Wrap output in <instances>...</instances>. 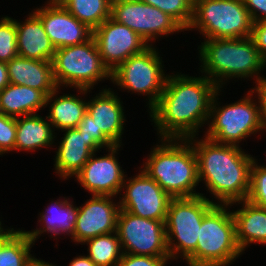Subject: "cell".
Segmentation results:
<instances>
[{"instance_id":"24","label":"cell","mask_w":266,"mask_h":266,"mask_svg":"<svg viewBox=\"0 0 266 266\" xmlns=\"http://www.w3.org/2000/svg\"><path fill=\"white\" fill-rule=\"evenodd\" d=\"M46 98L37 89L9 83L0 92V113L14 118L34 115L46 107Z\"/></svg>"},{"instance_id":"2","label":"cell","mask_w":266,"mask_h":266,"mask_svg":"<svg viewBox=\"0 0 266 266\" xmlns=\"http://www.w3.org/2000/svg\"><path fill=\"white\" fill-rule=\"evenodd\" d=\"M192 143L198 167V180L205 186L220 205L236 204L247 199L250 189V169L253 157L245 154L241 146L218 143L209 138ZM220 200V201H219Z\"/></svg>"},{"instance_id":"26","label":"cell","mask_w":266,"mask_h":266,"mask_svg":"<svg viewBox=\"0 0 266 266\" xmlns=\"http://www.w3.org/2000/svg\"><path fill=\"white\" fill-rule=\"evenodd\" d=\"M58 90L59 88L46 98V107L48 104L50 105L49 114L46 116L47 120H49L53 129L55 127L63 131L76 128L87 112V102L86 100L83 101L82 97L79 98L80 96L77 97L71 94L58 97Z\"/></svg>"},{"instance_id":"16","label":"cell","mask_w":266,"mask_h":266,"mask_svg":"<svg viewBox=\"0 0 266 266\" xmlns=\"http://www.w3.org/2000/svg\"><path fill=\"white\" fill-rule=\"evenodd\" d=\"M47 3V6L32 12L41 20L56 49L84 43L93 36V30L74 17L58 0Z\"/></svg>"},{"instance_id":"43","label":"cell","mask_w":266,"mask_h":266,"mask_svg":"<svg viewBox=\"0 0 266 266\" xmlns=\"http://www.w3.org/2000/svg\"><path fill=\"white\" fill-rule=\"evenodd\" d=\"M258 167L266 170V166L265 165H263V166L262 165H260V166L258 165Z\"/></svg>"},{"instance_id":"1","label":"cell","mask_w":266,"mask_h":266,"mask_svg":"<svg viewBox=\"0 0 266 266\" xmlns=\"http://www.w3.org/2000/svg\"><path fill=\"white\" fill-rule=\"evenodd\" d=\"M218 86L205 77L168 75L164 90L150 109V117L161 139L196 137L209 120L212 99Z\"/></svg>"},{"instance_id":"15","label":"cell","mask_w":266,"mask_h":266,"mask_svg":"<svg viewBox=\"0 0 266 266\" xmlns=\"http://www.w3.org/2000/svg\"><path fill=\"white\" fill-rule=\"evenodd\" d=\"M119 148L120 145L108 148V154L102 157H96L94 152L74 176L77 182L93 195L116 197L126 177L115 157Z\"/></svg>"},{"instance_id":"11","label":"cell","mask_w":266,"mask_h":266,"mask_svg":"<svg viewBox=\"0 0 266 266\" xmlns=\"http://www.w3.org/2000/svg\"><path fill=\"white\" fill-rule=\"evenodd\" d=\"M116 233L123 253L170 257L165 221L138 217L120 209L117 217Z\"/></svg>"},{"instance_id":"5","label":"cell","mask_w":266,"mask_h":266,"mask_svg":"<svg viewBox=\"0 0 266 266\" xmlns=\"http://www.w3.org/2000/svg\"><path fill=\"white\" fill-rule=\"evenodd\" d=\"M229 205L216 204L204 217L195 253L188 266H229L243 252L236 241L235 221Z\"/></svg>"},{"instance_id":"33","label":"cell","mask_w":266,"mask_h":266,"mask_svg":"<svg viewBox=\"0 0 266 266\" xmlns=\"http://www.w3.org/2000/svg\"><path fill=\"white\" fill-rule=\"evenodd\" d=\"M16 118L0 113V155L15 151Z\"/></svg>"},{"instance_id":"37","label":"cell","mask_w":266,"mask_h":266,"mask_svg":"<svg viewBox=\"0 0 266 266\" xmlns=\"http://www.w3.org/2000/svg\"><path fill=\"white\" fill-rule=\"evenodd\" d=\"M255 83H257L256 87L252 88L251 92L257 93L261 123L263 129L266 131V77L262 76Z\"/></svg>"},{"instance_id":"31","label":"cell","mask_w":266,"mask_h":266,"mask_svg":"<svg viewBox=\"0 0 266 266\" xmlns=\"http://www.w3.org/2000/svg\"><path fill=\"white\" fill-rule=\"evenodd\" d=\"M17 56L16 20L4 16L0 20V62L8 63Z\"/></svg>"},{"instance_id":"27","label":"cell","mask_w":266,"mask_h":266,"mask_svg":"<svg viewBox=\"0 0 266 266\" xmlns=\"http://www.w3.org/2000/svg\"><path fill=\"white\" fill-rule=\"evenodd\" d=\"M74 17L94 30L111 17L112 0H58Z\"/></svg>"},{"instance_id":"14","label":"cell","mask_w":266,"mask_h":266,"mask_svg":"<svg viewBox=\"0 0 266 266\" xmlns=\"http://www.w3.org/2000/svg\"><path fill=\"white\" fill-rule=\"evenodd\" d=\"M93 38L103 63L111 72L132 55L139 54L152 45L111 17L93 30Z\"/></svg>"},{"instance_id":"39","label":"cell","mask_w":266,"mask_h":266,"mask_svg":"<svg viewBox=\"0 0 266 266\" xmlns=\"http://www.w3.org/2000/svg\"><path fill=\"white\" fill-rule=\"evenodd\" d=\"M10 83L7 64L0 62V92Z\"/></svg>"},{"instance_id":"28","label":"cell","mask_w":266,"mask_h":266,"mask_svg":"<svg viewBox=\"0 0 266 266\" xmlns=\"http://www.w3.org/2000/svg\"><path fill=\"white\" fill-rule=\"evenodd\" d=\"M33 245L25 230H12L0 241V266H24Z\"/></svg>"},{"instance_id":"8","label":"cell","mask_w":266,"mask_h":266,"mask_svg":"<svg viewBox=\"0 0 266 266\" xmlns=\"http://www.w3.org/2000/svg\"><path fill=\"white\" fill-rule=\"evenodd\" d=\"M253 23L243 0H196L187 30L206 39L242 38L251 36Z\"/></svg>"},{"instance_id":"41","label":"cell","mask_w":266,"mask_h":266,"mask_svg":"<svg viewBox=\"0 0 266 266\" xmlns=\"http://www.w3.org/2000/svg\"><path fill=\"white\" fill-rule=\"evenodd\" d=\"M24 266H56V265L45 262L41 259H36L34 256H31Z\"/></svg>"},{"instance_id":"9","label":"cell","mask_w":266,"mask_h":266,"mask_svg":"<svg viewBox=\"0 0 266 266\" xmlns=\"http://www.w3.org/2000/svg\"><path fill=\"white\" fill-rule=\"evenodd\" d=\"M220 91L221 89H218L212 99L209 114V120H211L208 121L206 138L218 143L239 146L243 139L264 130L259 104L254 102L257 99L253 100L251 90L243 99L223 107H219L217 101Z\"/></svg>"},{"instance_id":"38","label":"cell","mask_w":266,"mask_h":266,"mask_svg":"<svg viewBox=\"0 0 266 266\" xmlns=\"http://www.w3.org/2000/svg\"><path fill=\"white\" fill-rule=\"evenodd\" d=\"M243 3L253 22L266 20V0H243Z\"/></svg>"},{"instance_id":"17","label":"cell","mask_w":266,"mask_h":266,"mask_svg":"<svg viewBox=\"0 0 266 266\" xmlns=\"http://www.w3.org/2000/svg\"><path fill=\"white\" fill-rule=\"evenodd\" d=\"M113 196L92 195L83 206L78 207L73 241L84 243L99 235L116 232L119 202L113 203Z\"/></svg>"},{"instance_id":"34","label":"cell","mask_w":266,"mask_h":266,"mask_svg":"<svg viewBox=\"0 0 266 266\" xmlns=\"http://www.w3.org/2000/svg\"><path fill=\"white\" fill-rule=\"evenodd\" d=\"M80 133H83L88 139H93L101 148H111L114 144L104 135V133L97 129L92 116L86 112L80 124L76 127Z\"/></svg>"},{"instance_id":"22","label":"cell","mask_w":266,"mask_h":266,"mask_svg":"<svg viewBox=\"0 0 266 266\" xmlns=\"http://www.w3.org/2000/svg\"><path fill=\"white\" fill-rule=\"evenodd\" d=\"M242 208L233 211L236 241L243 252L252 243L266 244V209L247 200L238 201ZM243 203V204H242Z\"/></svg>"},{"instance_id":"32","label":"cell","mask_w":266,"mask_h":266,"mask_svg":"<svg viewBox=\"0 0 266 266\" xmlns=\"http://www.w3.org/2000/svg\"><path fill=\"white\" fill-rule=\"evenodd\" d=\"M257 159H253L250 169V189L247 201L266 209V170L258 167Z\"/></svg>"},{"instance_id":"42","label":"cell","mask_w":266,"mask_h":266,"mask_svg":"<svg viewBox=\"0 0 266 266\" xmlns=\"http://www.w3.org/2000/svg\"><path fill=\"white\" fill-rule=\"evenodd\" d=\"M1 224L2 223L0 221V241L3 240L12 230H14L13 228H11V229H3Z\"/></svg>"},{"instance_id":"30","label":"cell","mask_w":266,"mask_h":266,"mask_svg":"<svg viewBox=\"0 0 266 266\" xmlns=\"http://www.w3.org/2000/svg\"><path fill=\"white\" fill-rule=\"evenodd\" d=\"M154 6L175 19L185 31L189 27L193 16V2L191 0H141Z\"/></svg>"},{"instance_id":"19","label":"cell","mask_w":266,"mask_h":266,"mask_svg":"<svg viewBox=\"0 0 266 266\" xmlns=\"http://www.w3.org/2000/svg\"><path fill=\"white\" fill-rule=\"evenodd\" d=\"M111 88L102 89L93 99L87 102V112L92 116L97 129L114 144L122 145L125 115L120 101Z\"/></svg>"},{"instance_id":"29","label":"cell","mask_w":266,"mask_h":266,"mask_svg":"<svg viewBox=\"0 0 266 266\" xmlns=\"http://www.w3.org/2000/svg\"><path fill=\"white\" fill-rule=\"evenodd\" d=\"M114 234V235H113ZM90 260L97 266H116L123 252L116 232L99 235L86 240Z\"/></svg>"},{"instance_id":"7","label":"cell","mask_w":266,"mask_h":266,"mask_svg":"<svg viewBox=\"0 0 266 266\" xmlns=\"http://www.w3.org/2000/svg\"><path fill=\"white\" fill-rule=\"evenodd\" d=\"M216 204L203 194L170 200L165 220L170 260L180 255L187 261L195 253L203 217Z\"/></svg>"},{"instance_id":"13","label":"cell","mask_w":266,"mask_h":266,"mask_svg":"<svg viewBox=\"0 0 266 266\" xmlns=\"http://www.w3.org/2000/svg\"><path fill=\"white\" fill-rule=\"evenodd\" d=\"M127 180V181H126ZM123 197H119L120 209L131 214L165 221L169 202L172 199L144 170L131 179L124 180Z\"/></svg>"},{"instance_id":"21","label":"cell","mask_w":266,"mask_h":266,"mask_svg":"<svg viewBox=\"0 0 266 266\" xmlns=\"http://www.w3.org/2000/svg\"><path fill=\"white\" fill-rule=\"evenodd\" d=\"M18 56L52 61L56 48L47 36L41 20L32 12L25 22L16 20Z\"/></svg>"},{"instance_id":"25","label":"cell","mask_w":266,"mask_h":266,"mask_svg":"<svg viewBox=\"0 0 266 266\" xmlns=\"http://www.w3.org/2000/svg\"><path fill=\"white\" fill-rule=\"evenodd\" d=\"M20 118H16V151H35L38 148L51 147L55 138V133H53L55 130L47 117L44 119L34 114Z\"/></svg>"},{"instance_id":"6","label":"cell","mask_w":266,"mask_h":266,"mask_svg":"<svg viewBox=\"0 0 266 266\" xmlns=\"http://www.w3.org/2000/svg\"><path fill=\"white\" fill-rule=\"evenodd\" d=\"M55 82L86 94L101 80L110 79L111 71L103 63L93 36L84 43L57 48L52 59Z\"/></svg>"},{"instance_id":"20","label":"cell","mask_w":266,"mask_h":266,"mask_svg":"<svg viewBox=\"0 0 266 266\" xmlns=\"http://www.w3.org/2000/svg\"><path fill=\"white\" fill-rule=\"evenodd\" d=\"M6 64L11 84L37 89L46 96L58 89L53 75L52 61L17 56Z\"/></svg>"},{"instance_id":"10","label":"cell","mask_w":266,"mask_h":266,"mask_svg":"<svg viewBox=\"0 0 266 266\" xmlns=\"http://www.w3.org/2000/svg\"><path fill=\"white\" fill-rule=\"evenodd\" d=\"M153 45L143 52L132 55L111 72V81L128 92L148 95L149 109L161 96L167 75H165L160 54Z\"/></svg>"},{"instance_id":"23","label":"cell","mask_w":266,"mask_h":266,"mask_svg":"<svg viewBox=\"0 0 266 266\" xmlns=\"http://www.w3.org/2000/svg\"><path fill=\"white\" fill-rule=\"evenodd\" d=\"M69 198L57 199L52 201L50 207L48 206L45 212L40 213L41 228H37L33 231H25L29 238L35 243L42 233L49 232L52 235L57 236L61 234L71 235L73 240V234L75 231L76 221L78 217V207L73 205V201L70 202Z\"/></svg>"},{"instance_id":"18","label":"cell","mask_w":266,"mask_h":266,"mask_svg":"<svg viewBox=\"0 0 266 266\" xmlns=\"http://www.w3.org/2000/svg\"><path fill=\"white\" fill-rule=\"evenodd\" d=\"M56 152L54 167L63 180L75 176L101 147L77 128L66 129Z\"/></svg>"},{"instance_id":"40","label":"cell","mask_w":266,"mask_h":266,"mask_svg":"<svg viewBox=\"0 0 266 266\" xmlns=\"http://www.w3.org/2000/svg\"><path fill=\"white\" fill-rule=\"evenodd\" d=\"M69 266H97L93 263L88 256H78L70 261Z\"/></svg>"},{"instance_id":"35","label":"cell","mask_w":266,"mask_h":266,"mask_svg":"<svg viewBox=\"0 0 266 266\" xmlns=\"http://www.w3.org/2000/svg\"><path fill=\"white\" fill-rule=\"evenodd\" d=\"M170 257H152L123 253L116 266H165Z\"/></svg>"},{"instance_id":"3","label":"cell","mask_w":266,"mask_h":266,"mask_svg":"<svg viewBox=\"0 0 266 266\" xmlns=\"http://www.w3.org/2000/svg\"><path fill=\"white\" fill-rule=\"evenodd\" d=\"M160 142V145L153 147V151L151 149L152 153L143 163L142 170L171 198L201 195L194 189L199 180L197 157L192 143L188 139H161Z\"/></svg>"},{"instance_id":"36","label":"cell","mask_w":266,"mask_h":266,"mask_svg":"<svg viewBox=\"0 0 266 266\" xmlns=\"http://www.w3.org/2000/svg\"><path fill=\"white\" fill-rule=\"evenodd\" d=\"M251 37L255 42L260 56L266 63V20L253 23Z\"/></svg>"},{"instance_id":"4","label":"cell","mask_w":266,"mask_h":266,"mask_svg":"<svg viewBox=\"0 0 266 266\" xmlns=\"http://www.w3.org/2000/svg\"><path fill=\"white\" fill-rule=\"evenodd\" d=\"M198 49L202 63L201 73H204V76L213 81L219 89L226 80L236 77L238 79L253 77L258 81L262 77L259 73L266 68V63L251 36L205 39Z\"/></svg>"},{"instance_id":"12","label":"cell","mask_w":266,"mask_h":266,"mask_svg":"<svg viewBox=\"0 0 266 266\" xmlns=\"http://www.w3.org/2000/svg\"><path fill=\"white\" fill-rule=\"evenodd\" d=\"M111 18L136 32L147 44L161 35L185 30L171 16L141 0H112Z\"/></svg>"}]
</instances>
